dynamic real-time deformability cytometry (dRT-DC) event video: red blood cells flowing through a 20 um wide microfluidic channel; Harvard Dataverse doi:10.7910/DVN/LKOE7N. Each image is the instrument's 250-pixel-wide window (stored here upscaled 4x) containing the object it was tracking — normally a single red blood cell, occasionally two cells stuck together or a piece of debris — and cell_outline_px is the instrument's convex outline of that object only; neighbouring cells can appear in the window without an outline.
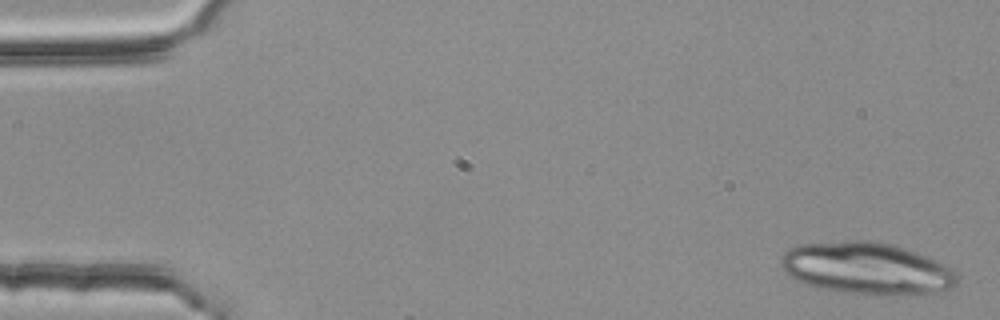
{"species": "common noctule bat (a hibernating species)", "species_latin": "Nyctalus noctula", "temperature_condition": "room temperature", "stored_images_in_passage": 3, "camera_frame_rate_fps": 3000, "um_per_image_px": 0.085, "animal": {"sex": "female", "body_mass_g": 25.1}, "frame": {"image": 1, "passage_image": 1, "time_ms": 0.0, "image_size_px": [1000, 320], "cell_outline_px": [[956, 284], [952, 288], [924, 296], [876, 296], [836, 292], [820, 288], [796, 280], [788, 276], [780, 268], [780, 260], [784, 252], [788, 248], [800, 244], [852, 240], [872, 240], [904, 248], [928, 256], [944, 264], [956, 276]], "centroid_in_image_um": [73.65, 22.85], "position_along_channel_um": 11.3, "area_um2": 54.39}}